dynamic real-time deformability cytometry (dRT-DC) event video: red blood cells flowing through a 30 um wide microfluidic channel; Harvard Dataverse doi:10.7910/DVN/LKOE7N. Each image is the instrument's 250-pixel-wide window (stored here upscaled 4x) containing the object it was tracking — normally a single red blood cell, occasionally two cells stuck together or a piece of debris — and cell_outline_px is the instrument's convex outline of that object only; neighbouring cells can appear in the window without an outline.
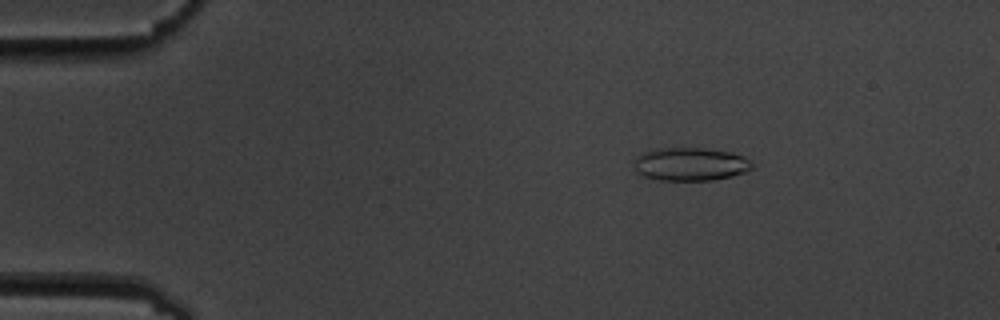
{"species": "common noctule bat (a hibernating species)", "species_latin": "Nyctalus noctula", "temperature_condition": "cold", "stored_images_in_passage": 6, "camera_frame_rate_fps": 3000, "um_per_image_px": 0.085, "animal": {"sex": "male", "body_mass_g": 19.5, "forearm_length_mm": 54.6}, "frame": {"image": 1, "passage_image": 3, "time_ms": 2.333, "image_size_px": [1000, 320], "cell_outline_px": [[752, 168], [744, 172], [732, 176], [712, 180], [660, 180], [644, 176], [636, 172], [632, 168], [636, 156], [644, 152], [656, 148], [704, 148], [728, 152], [744, 156], [752, 164]], "centroid_in_image_um": [58.63, 13.95], "position_along_channel_um": 26.4, "area_um2": 22.83}}